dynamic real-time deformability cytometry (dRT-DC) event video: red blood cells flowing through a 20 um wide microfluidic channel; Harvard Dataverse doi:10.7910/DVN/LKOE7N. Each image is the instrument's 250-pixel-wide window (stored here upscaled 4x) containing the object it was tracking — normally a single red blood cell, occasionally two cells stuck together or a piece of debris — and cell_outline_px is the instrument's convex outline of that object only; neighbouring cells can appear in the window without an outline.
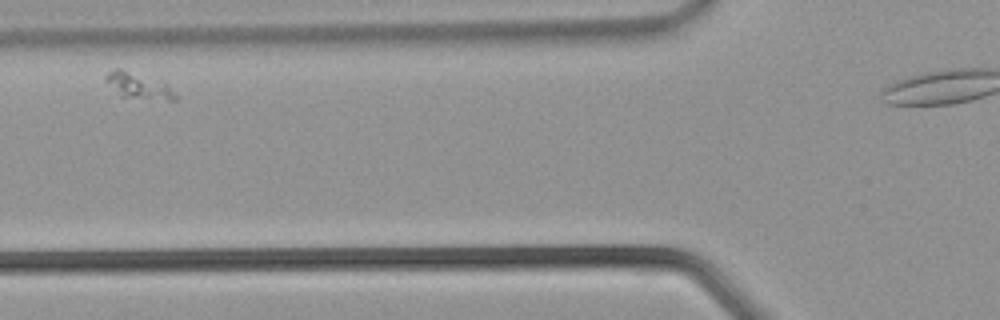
{"species": "common noctule bat (a hibernating species)", "species_latin": "Nyctalus noctula", "temperature_condition": "warm", "stored_images_in_passage": 14, "segment_of_instrument_passage": [1, 2], "camera_frame_rate_fps": 3000, "um_per_image_px": 0.085, "animal": {"sex": "male", "body_mass_g": 21.5, "forearm_length_mm": 52.0}, "frame": {"image": 1, "passage_image": 4, "time_ms": 1.0, "image_size_px": [1000, 320], "cell_outline_px": [[176, 100], [168, 100], [120, 96], [104, 80], [104, 76], [108, 72], [116, 68], [120, 68], [168, 84], [176, 92]], "centroid_in_image_um": [11.76, 7.28], "position_along_channel_um": 114.0, "area_um2": 10.35}}
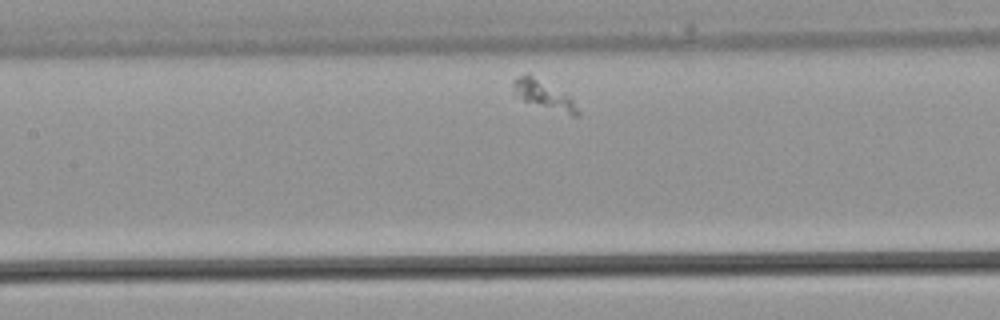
{"frame": {"image": 2, "passage_image": 7, "time_ms": 2.0, "image_size_px": [1000, 320], "cell_outline_px": [[580, 116], [572, 116], [524, 100], [512, 88], [512, 80], [528, 72], [568, 96], [572, 100], [580, 112]], "centroid_in_image_um": [46.22, 8.05], "position_along_channel_um": 161.2, "area_um2": 10.29}}
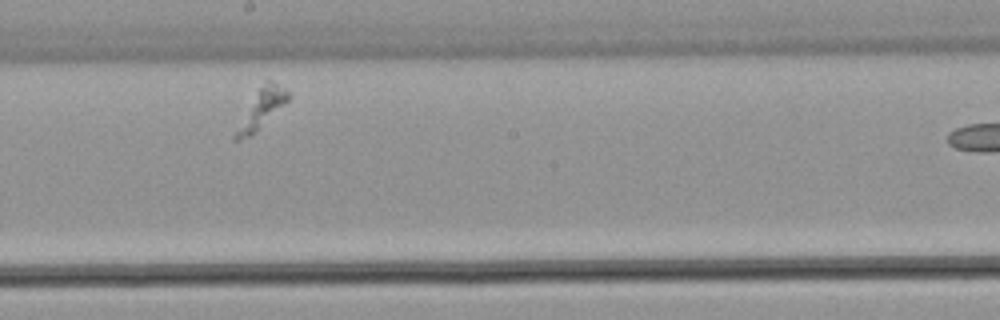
{"frame": {"image": 3, "passage_image": 11, "time_ms": 3.333, "image_size_px": [1000, 320], "cell_outline_px": [[288, 100], [252, 136], [240, 140], [232, 140], [232, 136], [260, 88], [268, 80], [272, 80], [284, 88], [288, 92]], "centroid_in_image_um": [22.22, 9.31], "position_along_channel_um": 226.0, "area_um2": 11.04}}